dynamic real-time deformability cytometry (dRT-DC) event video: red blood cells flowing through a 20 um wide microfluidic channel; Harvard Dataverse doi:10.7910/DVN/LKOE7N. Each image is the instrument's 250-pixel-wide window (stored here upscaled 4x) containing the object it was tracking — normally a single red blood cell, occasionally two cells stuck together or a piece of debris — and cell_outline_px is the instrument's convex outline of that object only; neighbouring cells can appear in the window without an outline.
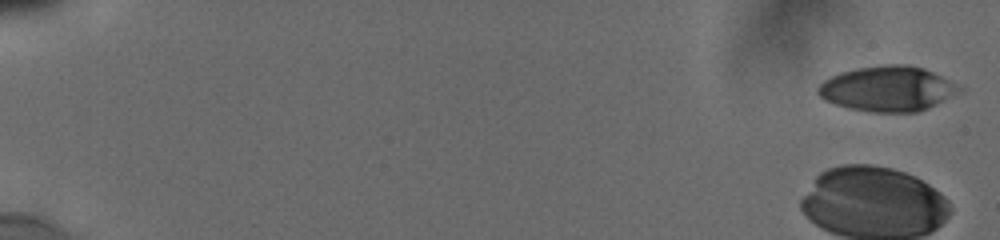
{"species": "human", "species_latin": "Homo sapiens", "temperature_condition": "cold", "stored_images_in_passage": 28, "camera_frame_rate_fps": 3000, "um_per_image_px": 0.085, "donor": {"sex": "male"}, "frame": {"image": 1, "passage_image": 1, "time_ms": 0.0, "image_size_px": [1000, 240], "cell_outline_px": [[952, 88], [936, 104], [928, 108], [916, 112], [868, 112], [848, 108], [824, 100], [816, 92], [816, 88], [824, 80], [840, 72], [856, 68], [884, 64], [904, 64], [924, 68], [940, 76], [952, 84]], "centroid_in_image_um": [75.23, 7.53], "position_along_channel_um": 9.8, "area_um2": 35.95}}